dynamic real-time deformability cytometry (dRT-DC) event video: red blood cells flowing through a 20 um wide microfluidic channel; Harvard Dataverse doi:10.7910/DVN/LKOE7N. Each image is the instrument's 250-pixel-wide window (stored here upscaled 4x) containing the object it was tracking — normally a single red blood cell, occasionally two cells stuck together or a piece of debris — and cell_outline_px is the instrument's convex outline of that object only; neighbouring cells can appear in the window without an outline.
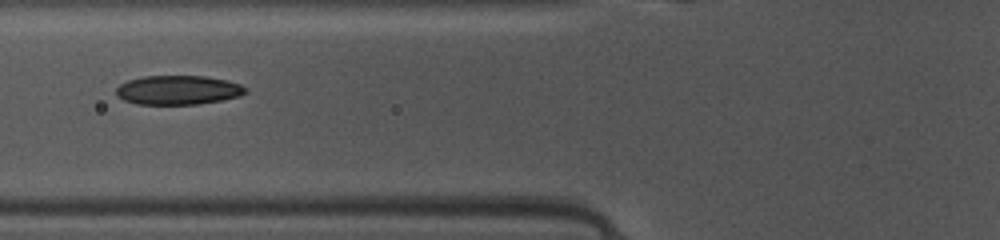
{"species": "common noctule bat (a hibernating species)", "species_latin": "Nyctalus noctula", "temperature_condition": "warm", "stored_images_in_passage": 48, "camera_frame_rate_fps": 3000, "um_per_image_px": 0.085, "animal": {"sex": "female", "body_mass_g": 10.0, "forearm_length_mm": 53.1}, "frame": {"image": 1, "passage_image": 19, "time_ms": 6.0, "image_size_px": [1000, 240], "cell_outline_px": [[248, 92], [240, 96], [220, 100], [196, 104], [136, 104], [124, 100], [116, 96], [116, 88], [120, 84], [128, 80], [144, 76], [204, 76], [228, 80], [240, 84], [248, 88]], "centroid_in_image_um": [15.14, 7.65], "position_along_channel_um": 110.7, "area_um2": 22.08}}
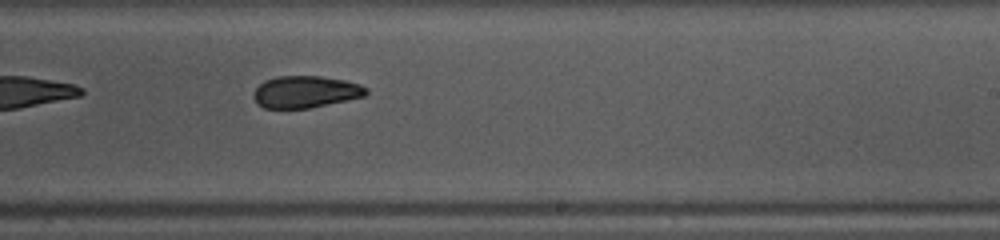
{"frame": {"image": 2, "passage_image": 30, "time_ms": 9.667, "image_size_px": [1000, 240], "cell_outline_px": [[368, 92], [364, 96], [328, 104], [308, 108], [264, 108], [256, 104], [252, 96], [252, 92], [264, 80], [276, 76], [320, 76], [344, 80], [360, 84], [368, 88]], "centroid_in_image_um": [25.93, 7.8], "position_along_channel_um": 263.1, "area_um2": 21.04}}
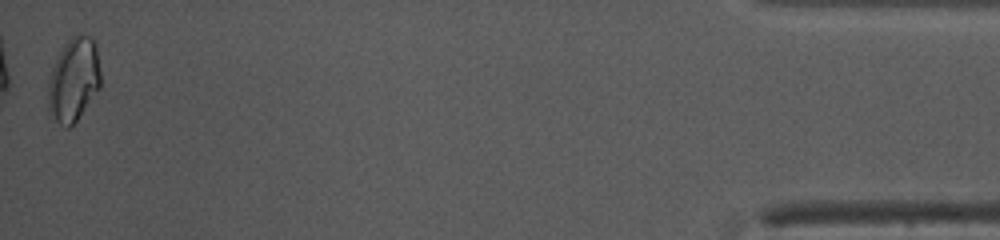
{"frame": {"image": 3, "passage_image": 48, "time_ms": 15.667, "image_size_px": [1000, 240], "cell_outline_px": [[100, 88], [76, 120], [68, 128], [64, 128], [48, 112], [48, 80], [52, 68], [64, 44], [72, 36], [80, 32], [92, 36], [96, 44], [100, 72]], "centroid_in_image_um": [6.26, 6.74], "position_along_channel_um": 428.9, "area_um2": 25.72}, "authors_computed_cell_mechanics": {"area_um2": 22.2241, "velocity_mm_per_s": 4.1415, "shape_relaxation_time_tau1_ms": 4.4995, "shape_relaxation_time_tau2_ms": 4.9707, "deformation_change_tau1": 0.1324, "deformation_change_tau2": 0.0744}}